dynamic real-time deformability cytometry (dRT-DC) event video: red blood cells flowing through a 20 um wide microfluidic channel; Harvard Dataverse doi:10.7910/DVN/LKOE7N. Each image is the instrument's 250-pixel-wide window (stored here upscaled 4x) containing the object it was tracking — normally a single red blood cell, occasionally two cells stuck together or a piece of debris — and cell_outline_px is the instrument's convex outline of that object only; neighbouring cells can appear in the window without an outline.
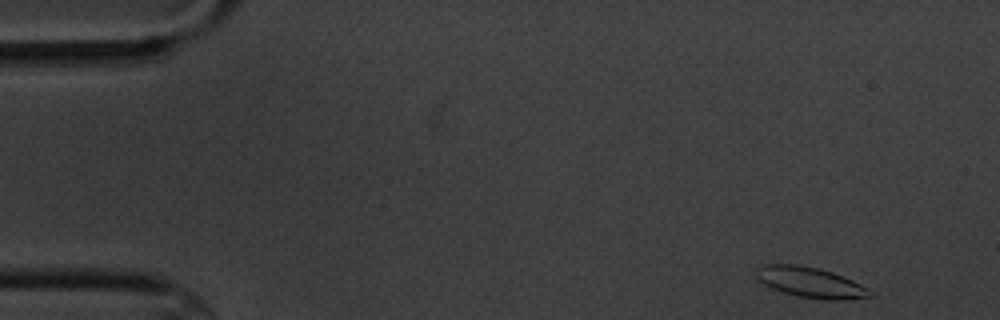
{"species": "common noctule bat (a hibernating species)", "species_latin": "Nyctalus noctula", "temperature_condition": "cold", "stored_images_in_passage": 16, "camera_frame_rate_fps": 3000, "um_per_image_px": 0.085, "animal": {"sex": "male", "body_mass_g": 20.1, "forearm_length_mm": 53.5}, "frame": {"image": 1, "passage_image": 1, "time_ms": 0.0, "image_size_px": [1000, 320], "cell_outline_px": [[876, 296], [844, 300], [828, 300], [796, 296], [772, 288], [764, 284], [756, 276], [756, 268], [764, 264], [796, 264], [820, 268], [844, 276], [876, 292]], "centroid_in_image_um": [68.95, 24.01], "position_along_channel_um": 16.0, "area_um2": 20.46}}
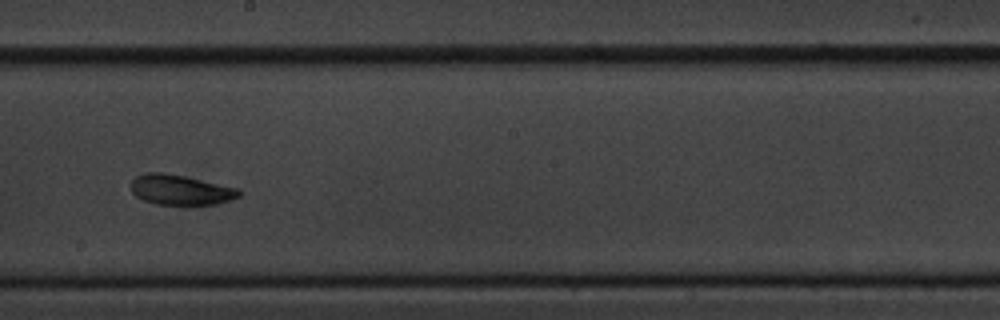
{"frame": {"image": 2, "passage_image": 9, "time_ms": 9.333, "image_size_px": [1000, 320], "cell_outline_px": [[240, 196], [232, 200], [216, 204], [156, 204], [144, 200], [136, 196], [132, 192], [132, 180], [136, 176], [148, 172], [160, 172], [184, 176], [240, 188]], "centroid_in_image_um": [15.37, 16.13], "position_along_channel_um": 232.8, "area_um2": 18.84}}
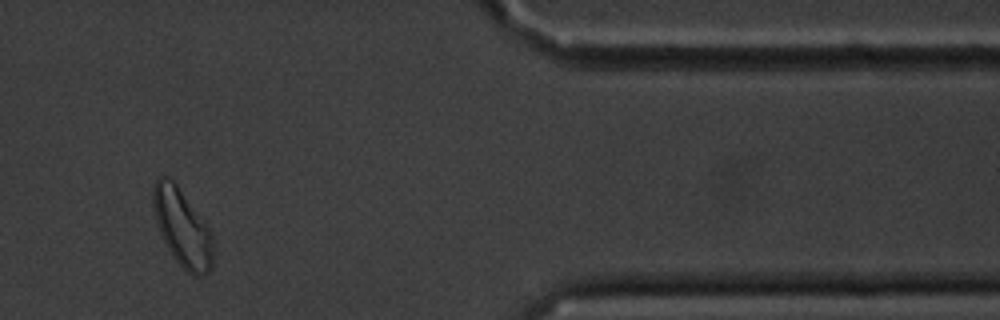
{"frame": {"image": 3, "passage_image": 14, "time_ms": 15.0, "image_size_px": [1000, 320], "cell_outline_px": [[212, 264], [208, 272], [196, 276], [188, 272], [176, 260], [168, 248], [164, 240], [156, 220], [152, 204], [152, 188], [156, 180], [160, 176], [164, 176], [172, 180], [176, 184], [208, 228], [212, 236]], "centroid_in_image_um": [15.46, 19.34], "position_along_channel_um": 395.9, "area_um2": 26.13}, "authors_computed_cell_mechanics": {"area_um2": 19.5075, "velocity_mm_per_s": 3.4203, "shape_relaxation_time_tau1_ms": 3.545, "shape_relaxation_time_tau2_ms": null, "deformation_change_tau1": 0.1171, "deformation_change_tau2": null}}